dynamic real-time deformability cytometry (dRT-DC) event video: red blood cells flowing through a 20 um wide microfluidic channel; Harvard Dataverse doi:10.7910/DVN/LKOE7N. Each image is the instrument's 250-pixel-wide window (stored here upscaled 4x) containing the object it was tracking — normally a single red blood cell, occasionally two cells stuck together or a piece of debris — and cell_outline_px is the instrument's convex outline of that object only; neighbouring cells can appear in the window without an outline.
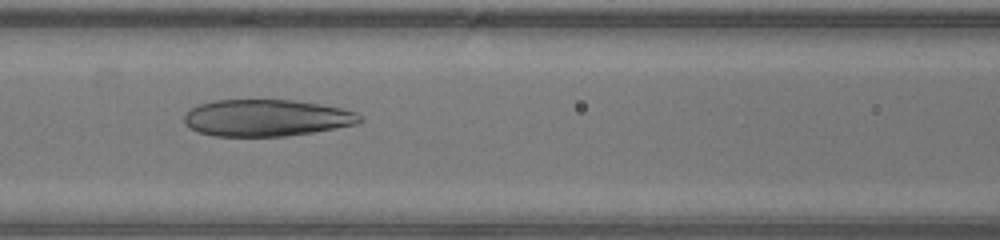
{"species": "human", "species_latin": "Homo sapiens", "temperature_condition": "warm", "stored_images_in_passage": 48, "camera_frame_rate_fps": 3000, "um_per_image_px": 0.085, "donor": {"sex": "male"}, "frame": {"image": 1, "passage_image": 20, "time_ms": 6.333, "image_size_px": [1000, 240], "cell_outline_px": [[364, 120], [356, 124], [336, 128], [312, 132], [284, 136], [212, 136], [196, 132], [188, 128], [184, 124], [184, 116], [192, 108], [200, 104], [212, 100], [292, 100], [320, 104], [344, 108], [356, 112]], "centroid_in_image_um": [22.63, 10.02], "position_along_channel_um": 144.0, "area_um2": 37.8}}
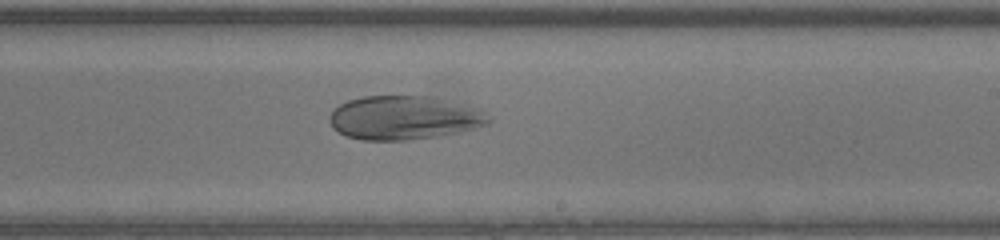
{"frame": {"image": 2, "passage_image": 28, "time_ms": 9.0, "image_size_px": [1000, 240], "cell_outline_px": [[492, 120], [488, 124], [476, 128], [460, 132], [436, 136], [408, 140], [360, 140], [344, 136], [332, 128], [328, 120], [328, 116], [340, 104], [348, 100], [364, 96], [432, 96], [484, 108]], "centroid_in_image_um": [34.39, 10.0], "position_along_channel_um": 254.6, "area_um2": 41.33}}
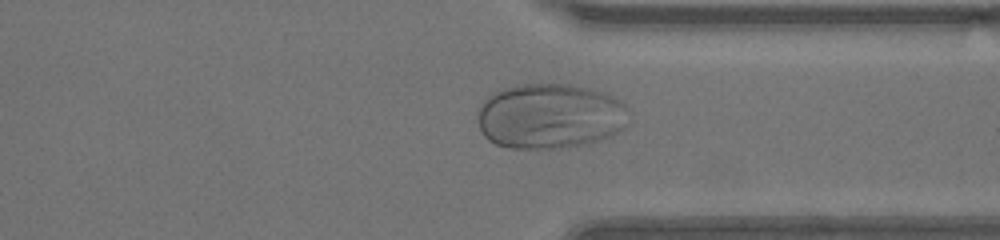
{"frame": {"image": 3, "passage_image": 36, "time_ms": 11.667, "image_size_px": [1000, 240], "cell_outline_px": [[632, 112], [628, 124], [624, 128], [600, 140], [588, 144], [552, 148], [508, 148], [496, 144], [488, 140], [484, 136], [480, 128], [476, 116], [480, 104], [492, 92], [504, 88], [520, 84], [568, 84], [592, 88], [604, 92], [620, 100]], "centroid_in_image_um": [46.77, 9.86], "position_along_channel_um": 364.6, "area_um2": 58.26}}